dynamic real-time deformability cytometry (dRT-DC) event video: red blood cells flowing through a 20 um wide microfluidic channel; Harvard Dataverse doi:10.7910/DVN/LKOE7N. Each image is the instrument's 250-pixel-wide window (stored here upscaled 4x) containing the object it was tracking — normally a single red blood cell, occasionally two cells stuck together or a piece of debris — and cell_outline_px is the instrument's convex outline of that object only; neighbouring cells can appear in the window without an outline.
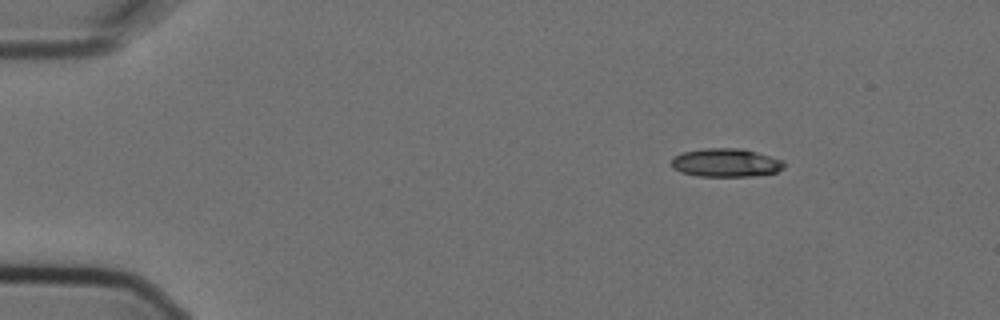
{"species": "Egyptian fruit bat (a non-hibernating species)", "species_latin": "Rousettus aegyptiacus", "temperature_condition": "cold", "stored_images_in_passage": 7, "camera_frame_rate_fps": 3000, "um_per_image_px": 0.085, "animal": {"sex": "female"}, "frame": {"image": 1, "passage_image": 1, "time_ms": 0.0, "image_size_px": [1000, 320], "cell_outline_px": [[784, 168], [776, 172], [752, 176], [696, 176], [680, 172], [672, 168], [672, 156], [684, 152], [704, 148], [744, 148], [784, 160]], "centroid_in_image_um": [61.7, 13.82], "position_along_channel_um": 23.3, "area_um2": 18.84}}
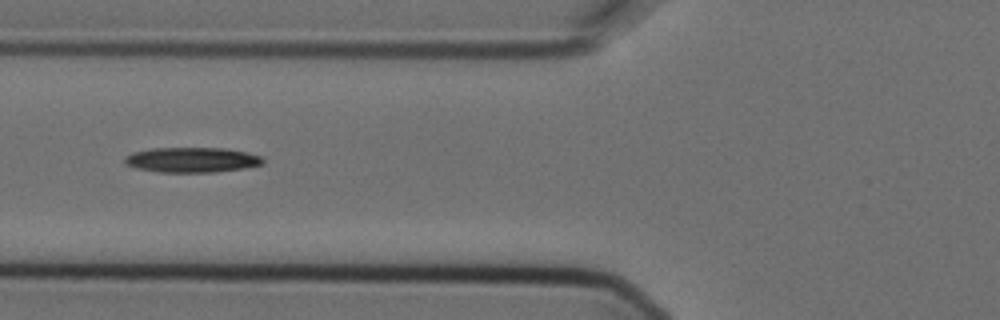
{"frame": {"image": 2, "passage_image": 5, "time_ms": 1.333, "image_size_px": [1000, 320], "cell_outline_px": [[264, 164], [244, 168], [212, 172], [160, 172], [136, 168], [124, 164], [124, 156], [132, 152], [152, 148], [224, 148], [244, 152], [260, 156], [264, 160]], "centroid_in_image_um": [16.26, 13.59], "position_along_channel_um": 109.5, "area_um2": 20.17}}
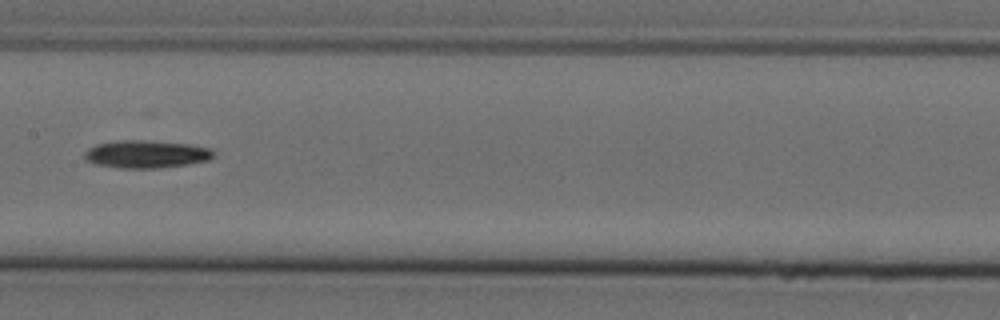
{"frame": {"image": 3, "passage_image": 7, "time_ms": 2.0, "image_size_px": [1000, 320], "cell_outline_px": [[216, 152], [208, 160], [188, 164], [160, 168], [120, 168], [96, 164], [84, 160], [84, 152], [88, 148], [96, 144], [116, 140], [148, 140], [188, 144], [212, 148]], "centroid_in_image_um": [12.41, 13.09], "position_along_channel_um": 195.0, "area_um2": 21.04}}